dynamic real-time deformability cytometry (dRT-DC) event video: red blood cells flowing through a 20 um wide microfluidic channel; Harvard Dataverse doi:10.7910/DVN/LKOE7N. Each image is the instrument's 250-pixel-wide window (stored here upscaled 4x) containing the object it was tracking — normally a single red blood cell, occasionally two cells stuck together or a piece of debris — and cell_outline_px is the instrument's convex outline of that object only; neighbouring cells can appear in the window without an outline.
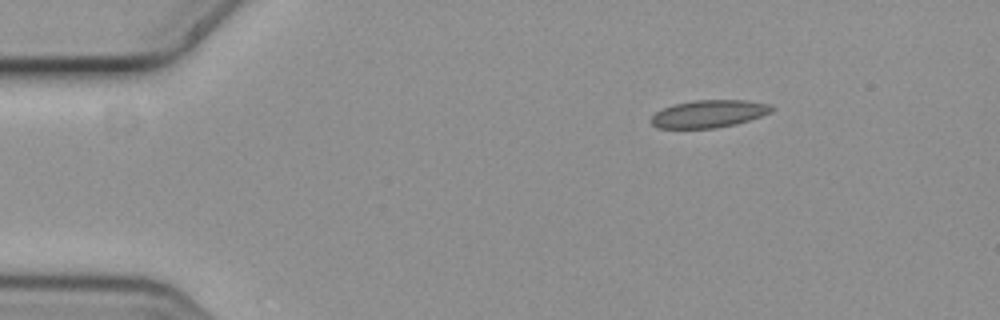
{"species": "common noctule bat (a hibernating species)", "species_latin": "Nyctalus noctula", "temperature_condition": "cold", "stored_images_in_passage": 3, "camera_frame_rate_fps": 3000, "um_per_image_px": 0.085, "animal": {"sex": "female", "body_mass_g": 19.3, "forearm_length_mm": 54.1}, "frame": {"image": 1, "passage_image": 1, "time_ms": 0.0, "image_size_px": [1000, 320], "cell_outline_px": [[776, 108], [772, 112], [736, 124], [716, 128], [656, 128], [648, 120], [656, 112], [672, 104], [696, 100], [748, 100], [772, 104]], "centroid_in_image_um": [60.27, 9.67], "position_along_channel_um": 24.7, "area_um2": 19.54}}